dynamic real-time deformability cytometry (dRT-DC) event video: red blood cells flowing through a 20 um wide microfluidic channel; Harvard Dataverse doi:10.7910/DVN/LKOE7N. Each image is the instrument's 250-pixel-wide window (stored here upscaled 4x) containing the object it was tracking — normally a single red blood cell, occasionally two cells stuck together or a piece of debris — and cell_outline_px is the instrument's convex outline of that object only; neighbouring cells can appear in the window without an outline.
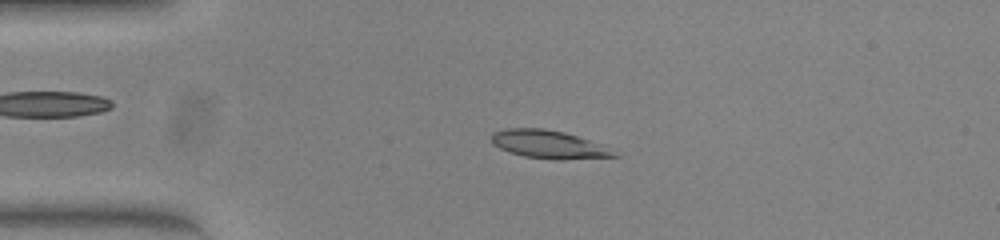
{"species": "common noctule bat (a hibernating species)", "species_latin": "Nyctalus noctula", "temperature_condition": "warm", "stored_images_in_passage": 52, "camera_frame_rate_fps": 3000, "um_per_image_px": 0.085, "animal": {"sex": "female", "body_mass_g": 23.0, "forearm_length_mm": 53.4}, "frame": {"image": 1, "passage_image": 11, "time_ms": 3.333, "image_size_px": [1000, 240], "cell_outline_px": [[620, 156], [564, 160], [552, 160], [524, 156], [508, 152], [492, 144], [492, 132], [508, 128], [544, 128], [564, 132], [600, 144]], "centroid_in_image_um": [46.59, 12.28], "position_along_channel_um": 38.4, "area_um2": 20.0}}
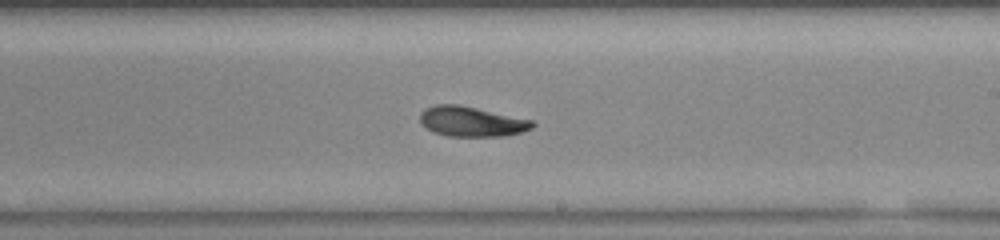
{"frame": {"image": 2, "passage_image": 30, "time_ms": 9.667, "image_size_px": [1000, 240], "cell_outline_px": [[536, 124], [532, 128], [520, 132], [504, 136], [448, 136], [436, 132], [420, 124], [420, 112], [424, 108], [436, 104], [456, 104], [476, 108], [532, 120]], "centroid_in_image_um": [40.05, 10.32], "position_along_channel_um": 248.9, "area_um2": 19.48}}
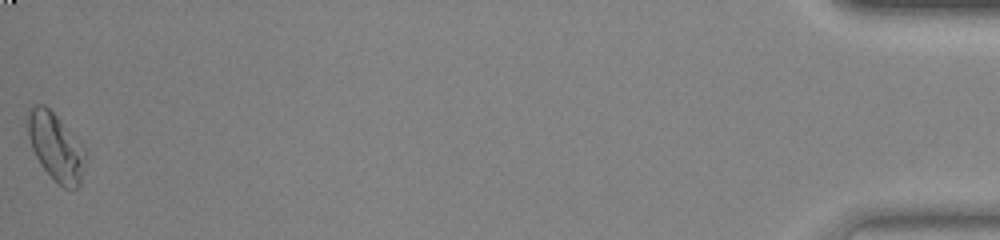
{"frame": {"image": 3, "passage_image": 52, "time_ms": 17.0, "image_size_px": [1000, 240], "cell_outline_px": [[84, 160], [80, 184], [76, 188], [64, 188], [40, 164], [32, 148], [28, 136], [28, 108], [36, 104], [44, 104], [56, 116], [84, 148]], "centroid_in_image_um": [4.71, 12.46], "position_along_channel_um": 430.5, "area_um2": 21.91}, "authors_computed_cell_mechanics": {"area_um2": 19.9699, "velocity_mm_per_s": 3.8391, "shape_relaxation_time_tau1_ms": 3.8945, "shape_relaxation_time_tau2_ms": 4.3259, "deformation_change_tau1": 0.1539, "deformation_change_tau2": 0.0921}}